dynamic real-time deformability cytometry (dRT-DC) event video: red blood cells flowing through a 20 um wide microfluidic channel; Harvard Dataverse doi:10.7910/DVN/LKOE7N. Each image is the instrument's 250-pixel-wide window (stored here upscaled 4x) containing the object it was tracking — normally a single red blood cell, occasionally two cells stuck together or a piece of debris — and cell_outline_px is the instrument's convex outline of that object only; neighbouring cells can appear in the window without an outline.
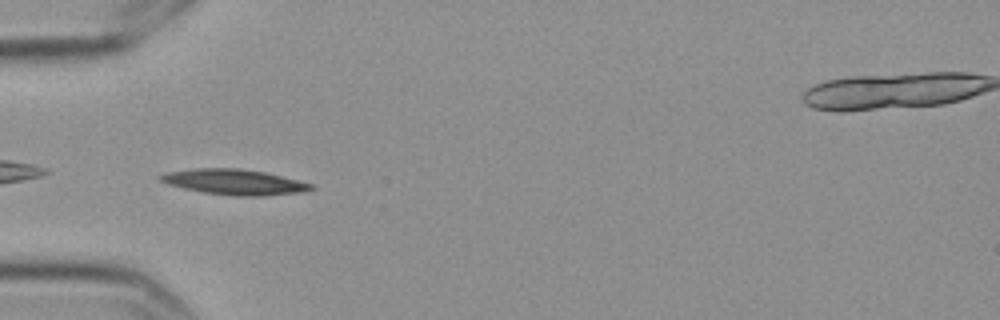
{"species": "Egyptian fruit bat (a non-hibernating species)", "species_latin": "Rousettus aegyptiacus", "temperature_condition": "cold", "stored_images_in_passage": 6, "camera_frame_rate_fps": 3000, "um_per_image_px": 0.085, "frame": {"image": 1, "passage_image": 5, "time_ms": 1.333, "image_size_px": [1000, 320], "cell_outline_px": [[316, 188], [304, 192], [264, 196], [232, 196], [204, 192], [184, 188], [168, 184], [160, 180], [156, 176], [168, 172], [196, 168], [240, 168], [264, 172], [312, 184]], "centroid_in_image_um": [19.92, 15.47], "position_along_channel_um": 65.1, "area_um2": 22.25}}
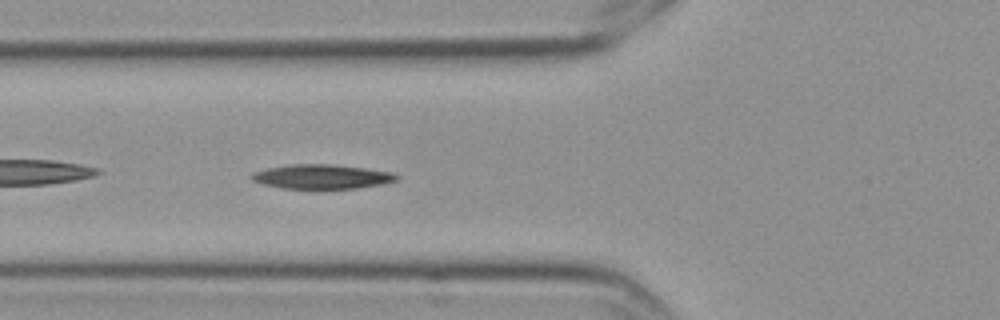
{"frame": {"image": 2, "passage_image": 6, "time_ms": 1.667, "image_size_px": [1000, 320], "cell_outline_px": [[400, 176], [396, 180], [384, 184], [356, 188], [280, 188], [264, 184], [252, 180], [252, 172], [268, 168], [288, 164], [332, 164], [364, 168], [392, 172]], "centroid_in_image_um": [27.37, 15.01], "position_along_channel_um": 98.4, "area_um2": 20.46}}